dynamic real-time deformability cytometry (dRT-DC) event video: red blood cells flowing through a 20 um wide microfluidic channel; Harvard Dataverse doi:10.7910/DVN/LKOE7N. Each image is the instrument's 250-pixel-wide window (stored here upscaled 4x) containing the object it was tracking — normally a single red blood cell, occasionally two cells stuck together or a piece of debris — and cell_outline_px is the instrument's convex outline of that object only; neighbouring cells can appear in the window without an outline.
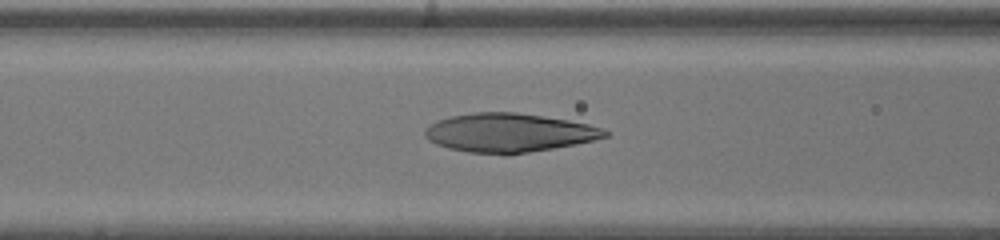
{"species": "human", "species_latin": "Homo sapiens", "temperature_condition": "warm", "stored_images_in_passage": 45, "segment_of_instrument_passage": [1, 2], "camera_frame_rate_fps": 3000, "um_per_image_px": 0.085, "donor": {"sex": "male"}, "frame": {"image": 1, "passage_image": 16, "time_ms": 5.0, "image_size_px": [1000, 240], "cell_outline_px": [[608, 136], [576, 144], [528, 152], [468, 152], [448, 148], [436, 144], [428, 140], [424, 136], [424, 132], [428, 124], [436, 120], [452, 116], [472, 112], [516, 112], [568, 120], [588, 124], [600, 128], [608, 132]], "centroid_in_image_um": [43.21, 11.25], "position_along_channel_um": 123.4, "area_um2": 40.0}}
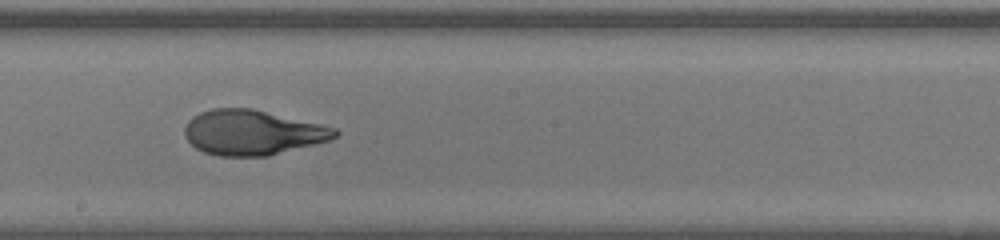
{"frame": {"image": 2, "passage_image": 23, "time_ms": 7.333, "image_size_px": [1000, 240], "cell_outline_px": [[340, 132], [336, 136], [328, 140], [268, 156], [220, 156], [204, 152], [196, 148], [184, 136], [184, 128], [188, 120], [192, 116], [200, 112], [212, 108], [252, 108], [336, 128]], "centroid_in_image_um": [21.41, 11.26], "position_along_channel_um": 226.8, "area_um2": 39.19}}
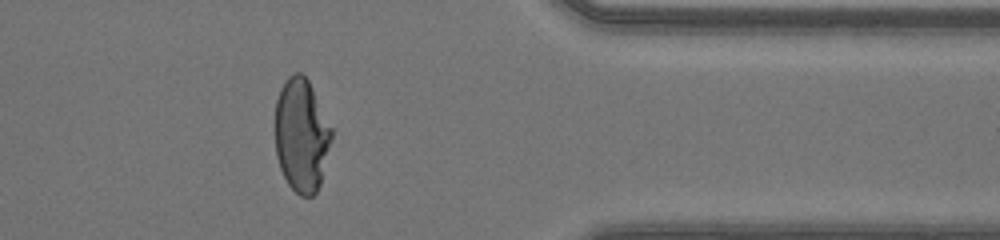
{"frame": {"image": 3, "passage_image": 35, "time_ms": 11.333, "image_size_px": [1000, 240], "cell_outline_px": [[332, 140], [320, 184], [316, 192], [312, 196], [300, 196], [288, 184], [280, 168], [276, 156], [276, 100], [280, 88], [288, 76], [296, 72], [300, 72], [308, 80], [332, 128]], "centroid_in_image_um": [25.63, 11.5], "position_along_channel_um": 385.8, "area_um2": 37.17}}